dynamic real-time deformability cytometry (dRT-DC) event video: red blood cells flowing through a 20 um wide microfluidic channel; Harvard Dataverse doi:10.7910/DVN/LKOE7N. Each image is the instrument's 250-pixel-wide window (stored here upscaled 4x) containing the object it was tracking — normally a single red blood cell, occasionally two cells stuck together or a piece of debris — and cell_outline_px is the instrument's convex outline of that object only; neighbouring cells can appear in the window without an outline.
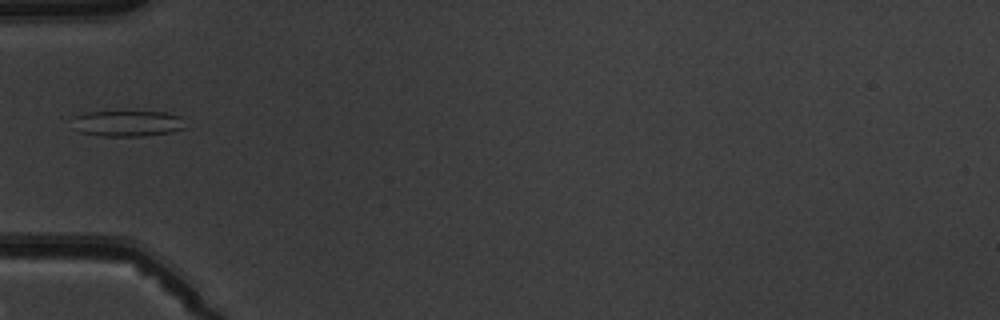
{"species": "common noctule bat (a hibernating species)", "species_latin": "Nyctalus noctula", "temperature_condition": "warm", "stored_images_in_passage": 6, "camera_frame_rate_fps": 3000, "um_per_image_px": 0.085, "animal": {"sex": "male", "body_mass_g": 19.5, "forearm_length_mm": 54.6}, "frame": {"image": 1, "passage_image": 5, "time_ms": 5.667, "image_size_px": [1000, 320], "cell_outline_px": [[184, 128], [172, 132], [144, 136], [100, 136], [80, 132], [72, 116], [88, 112], [168, 112], [180, 116]], "centroid_in_image_um": [10.86, 10.49], "position_along_channel_um": 74.1, "area_um2": 16.82}}
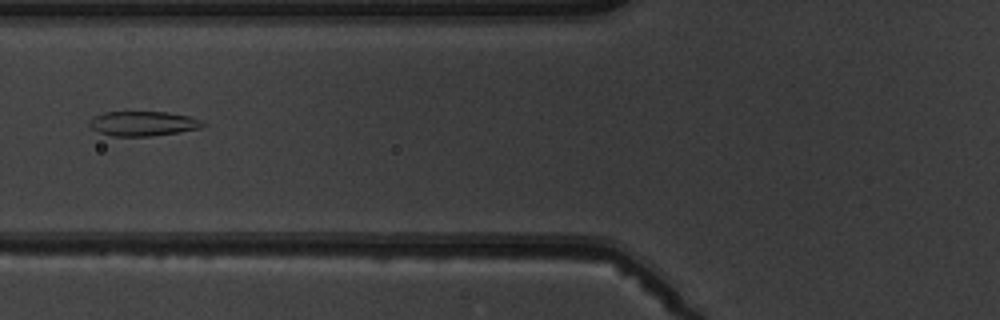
{"frame": {"image": 2, "passage_image": 6, "time_ms": 6.667, "image_size_px": [1000, 320], "cell_outline_px": [[204, 124], [200, 128], [152, 136], [112, 136], [100, 132], [92, 128], [88, 124], [88, 120], [92, 116], [104, 112], [168, 112], [188, 116], [200, 120]], "centroid_in_image_um": [12.09, 10.49], "position_along_channel_um": 113.7, "area_um2": 16.18}}